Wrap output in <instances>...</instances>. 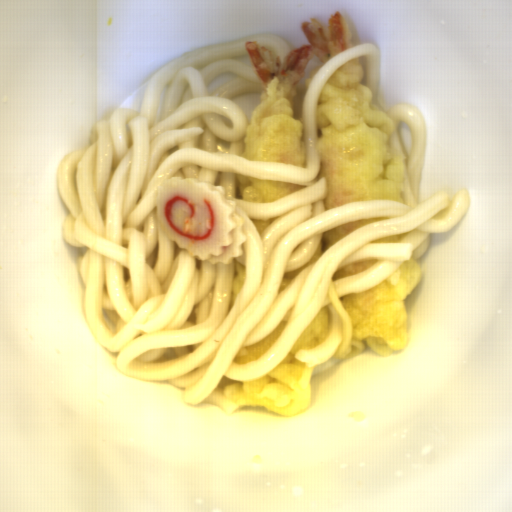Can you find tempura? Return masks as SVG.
Returning <instances> with one entry per match:
<instances>
[{
  "label": "tempura",
  "instance_id": "5",
  "mask_svg": "<svg viewBox=\"0 0 512 512\" xmlns=\"http://www.w3.org/2000/svg\"><path fill=\"white\" fill-rule=\"evenodd\" d=\"M307 186L235 174V198L254 203H272Z\"/></svg>",
  "mask_w": 512,
  "mask_h": 512
},
{
  "label": "tempura",
  "instance_id": "7",
  "mask_svg": "<svg viewBox=\"0 0 512 512\" xmlns=\"http://www.w3.org/2000/svg\"><path fill=\"white\" fill-rule=\"evenodd\" d=\"M287 322L288 321L282 320L269 336L254 344L245 346L247 353L243 355H235L233 361L236 364L245 365L250 361L258 360L274 344V342L283 332Z\"/></svg>",
  "mask_w": 512,
  "mask_h": 512
},
{
  "label": "tempura",
  "instance_id": "6",
  "mask_svg": "<svg viewBox=\"0 0 512 512\" xmlns=\"http://www.w3.org/2000/svg\"><path fill=\"white\" fill-rule=\"evenodd\" d=\"M391 217H373V218H364L360 220H356L353 222L341 224L337 227H334L328 231L323 232L322 238L310 260L304 263L299 268L292 271H284L282 280L279 287L278 295L284 291L293 278L300 273L303 269L310 266L314 262H316L330 247H332L335 243H337L340 239L351 233L352 231L373 222H377L380 220H384Z\"/></svg>",
  "mask_w": 512,
  "mask_h": 512
},
{
  "label": "tempura",
  "instance_id": "2",
  "mask_svg": "<svg viewBox=\"0 0 512 512\" xmlns=\"http://www.w3.org/2000/svg\"><path fill=\"white\" fill-rule=\"evenodd\" d=\"M309 43L278 56L256 40L245 50L262 92L245 129L244 152L249 161L285 162L307 169L303 107L305 92L322 66L353 47V32L345 15L332 13L325 25L319 19L302 21Z\"/></svg>",
  "mask_w": 512,
  "mask_h": 512
},
{
  "label": "tempura",
  "instance_id": "4",
  "mask_svg": "<svg viewBox=\"0 0 512 512\" xmlns=\"http://www.w3.org/2000/svg\"><path fill=\"white\" fill-rule=\"evenodd\" d=\"M398 269L396 285L387 278L370 289L338 299L352 319V339L360 342L372 337L394 352L408 346V313L403 300L421 282L422 268L412 257Z\"/></svg>",
  "mask_w": 512,
  "mask_h": 512
},
{
  "label": "tempura",
  "instance_id": "1",
  "mask_svg": "<svg viewBox=\"0 0 512 512\" xmlns=\"http://www.w3.org/2000/svg\"><path fill=\"white\" fill-rule=\"evenodd\" d=\"M364 78L361 56L351 59L328 78L317 102L313 150L321 159L316 181H327L325 211L358 201L405 204L404 155L391 142L396 127Z\"/></svg>",
  "mask_w": 512,
  "mask_h": 512
},
{
  "label": "tempura",
  "instance_id": "3",
  "mask_svg": "<svg viewBox=\"0 0 512 512\" xmlns=\"http://www.w3.org/2000/svg\"><path fill=\"white\" fill-rule=\"evenodd\" d=\"M333 327L331 311L322 308L297 337L290 352L261 378L223 386V396L236 404L262 406L284 417L295 416L313 404L312 387L302 388L300 378L306 362L296 359L299 349L311 350L324 342Z\"/></svg>",
  "mask_w": 512,
  "mask_h": 512
}]
</instances>
